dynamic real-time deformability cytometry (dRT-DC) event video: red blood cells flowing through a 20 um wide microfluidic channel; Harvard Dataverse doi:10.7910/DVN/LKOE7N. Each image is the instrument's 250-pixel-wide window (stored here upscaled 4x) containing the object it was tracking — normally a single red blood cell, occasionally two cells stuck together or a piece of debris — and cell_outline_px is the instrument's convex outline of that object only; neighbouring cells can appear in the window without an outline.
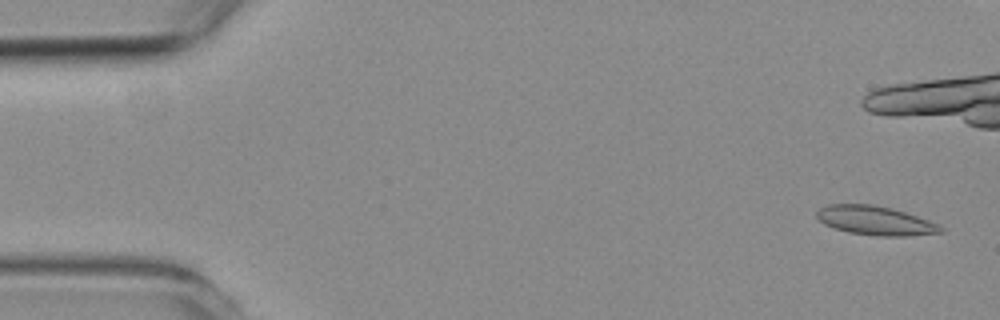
{"species": "common noctule bat (a hibernating species)", "species_latin": "Nyctalus noctula", "temperature_condition": "room temperature", "stored_images_in_passage": 14, "camera_frame_rate_fps": 3000, "um_per_image_px": 0.085, "animal": {"sex": "female", "body_mass_g": 19.3, "forearm_length_mm": 54.1}, "frame": {"image": 1, "passage_image": 1, "time_ms": 0.0, "image_size_px": [1000, 320], "cell_outline_px": [[944, 232], [908, 236], [876, 236], [848, 232], [824, 224], [816, 216], [816, 212], [820, 208], [828, 204], [872, 204], [892, 208], [940, 224], [944, 228]], "centroid_in_image_um": [74.42, 18.75], "position_along_channel_um": 10.6, "area_um2": 20.98}, "authors_computed_cell_mechanics": {"area_um2": 19.2474, "velocity_mm_per_s": 3.8241, "shape_relaxation_time_tau1_ms": null, "shape_relaxation_time_tau2_ms": 1.6249, "deformation_change_tau1": null, "deformation_change_tau2": 0.0889}}